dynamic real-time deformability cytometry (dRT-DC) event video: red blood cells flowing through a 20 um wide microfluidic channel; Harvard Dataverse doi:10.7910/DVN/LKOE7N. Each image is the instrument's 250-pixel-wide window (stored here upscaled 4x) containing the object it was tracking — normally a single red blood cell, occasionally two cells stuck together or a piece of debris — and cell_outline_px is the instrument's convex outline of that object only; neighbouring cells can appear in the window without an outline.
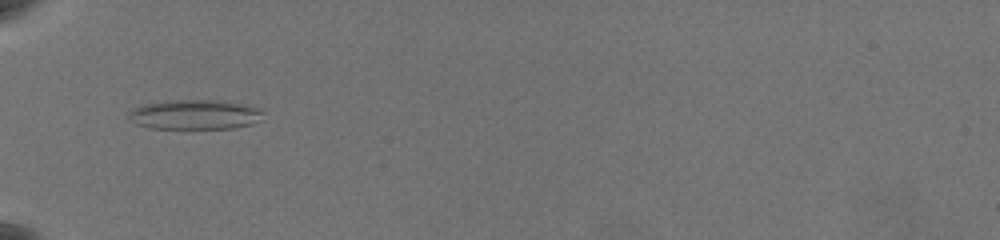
{"species": "common noctule bat (a hibernating species)", "species_latin": "Nyctalus noctula", "temperature_condition": "warm", "stored_images_in_passage": 4, "camera_frame_rate_fps": 3000, "um_per_image_px": 0.085, "animal": {"sex": "female", "body_mass_g": 19.5, "forearm_length_mm": 54.1}, "frame": {"image": 1, "passage_image": 1, "time_ms": 0.0, "image_size_px": [1000, 240], "cell_outline_px": [[264, 120], [252, 124], [232, 128], [148, 128], [136, 124], [128, 116], [128, 112], [132, 108], [144, 104], [168, 100], [212, 100], [240, 104], [256, 108], [264, 112]], "centroid_in_image_um": [16.55, 9.74], "position_along_channel_um": 68.5, "area_um2": 23.24}}